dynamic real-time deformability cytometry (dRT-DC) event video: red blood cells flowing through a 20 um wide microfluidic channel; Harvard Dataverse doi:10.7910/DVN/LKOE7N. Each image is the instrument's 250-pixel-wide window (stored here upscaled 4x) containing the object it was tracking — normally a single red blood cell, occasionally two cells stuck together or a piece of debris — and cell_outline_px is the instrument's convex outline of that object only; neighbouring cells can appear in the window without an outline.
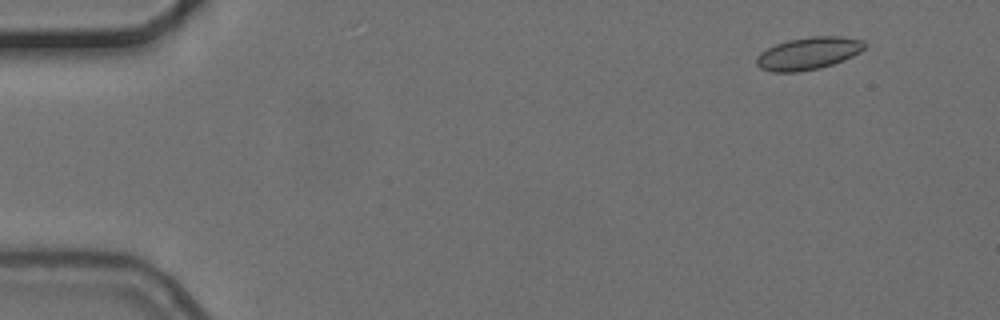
{"species": "common noctule bat (a hibernating species)", "species_latin": "Nyctalus noctula", "temperature_condition": "cold", "stored_images_in_passage": 54, "camera_frame_rate_fps": 3000, "um_per_image_px": 0.085, "animal": {"sex": "female", "body_mass_g": 24.6, "forearm_length_mm": 56.2}, "frame": {"image": 1, "passage_image": 3, "time_ms": 0.667, "image_size_px": [1000, 320], "cell_outline_px": [[868, 44], [860, 52], [844, 60], [820, 68], [796, 72], [772, 72], [760, 68], [756, 64], [756, 56], [760, 52], [776, 44], [788, 40], [812, 36], [840, 36], [864, 40]], "centroid_in_image_um": [68.72, 4.53], "position_along_channel_um": 16.3, "area_um2": 20.52}}
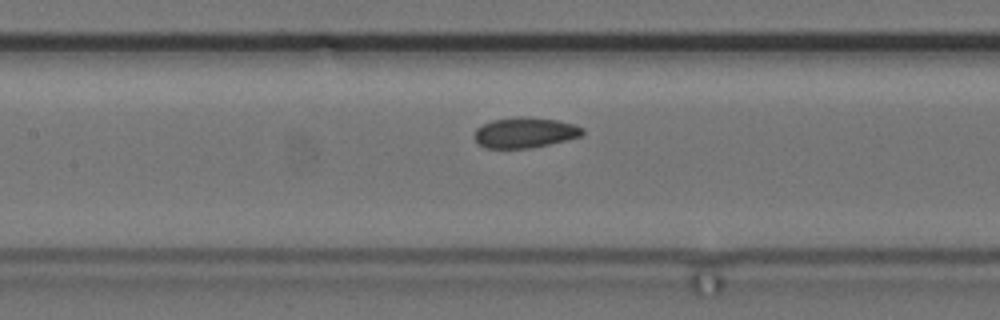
{"frame": {"image": 2, "passage_image": 24, "time_ms": 7.667, "image_size_px": [1000, 320], "cell_outline_px": [[584, 132], [580, 136], [532, 148], [484, 148], [472, 136], [476, 128], [492, 120], [520, 116], [528, 116], [556, 120], [572, 124], [584, 128]], "centroid_in_image_um": [44.57, 11.26], "position_along_channel_um": 162.8, "area_um2": 19.13}}
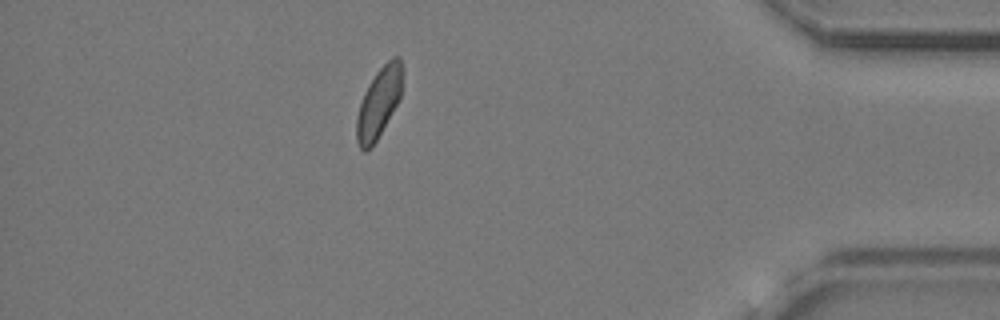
{"frame": {"image": 3, "passage_image": 47, "time_ms": 15.333, "image_size_px": [1000, 320], "cell_outline_px": [[404, 72], [400, 100], [372, 148], [364, 152], [360, 148], [356, 140], [356, 116], [364, 92], [368, 84], [376, 72], [392, 56], [400, 56], [404, 68]], "centroid_in_image_um": [32.23, 8.71], "position_along_channel_um": 403.0, "area_um2": 19.25}, "authors_computed_cell_mechanics": {"area_um2": 19.5653, "velocity_mm_per_s": 3.7045, "shape_relaxation_time_tau1_ms": 9.2242, "shape_relaxation_time_tau2_ms": 2.4946, "deformation_change_tau1": 0.1279, "deformation_change_tau2": 0.0665}}